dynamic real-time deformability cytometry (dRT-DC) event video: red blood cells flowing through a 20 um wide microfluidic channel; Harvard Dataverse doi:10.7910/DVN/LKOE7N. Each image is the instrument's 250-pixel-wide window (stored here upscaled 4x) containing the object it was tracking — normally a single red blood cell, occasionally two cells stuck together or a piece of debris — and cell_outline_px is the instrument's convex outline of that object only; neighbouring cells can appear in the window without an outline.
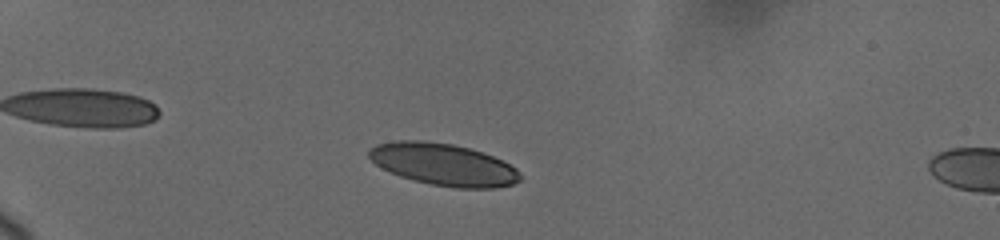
{"species": "human", "species_latin": "Homo sapiens", "temperature_condition": "cold", "stored_images_in_passage": 23, "camera_frame_rate_fps": 3000, "um_per_image_px": 0.085, "donor": {"sex": "female"}, "frame": {"image": 1, "passage_image": 16, "time_ms": 2.667, "image_size_px": [1000, 240], "cell_outline_px": [[520, 180], [512, 184], [492, 188], [456, 188], [432, 184], [412, 180], [400, 176], [380, 168], [368, 156], [368, 148], [376, 144], [396, 140], [420, 140], [452, 144], [468, 148], [492, 156], [516, 168], [520, 172]], "centroid_in_image_um": [37.64, 13.97], "position_along_channel_um": 47.4, "area_um2": 36.88}}